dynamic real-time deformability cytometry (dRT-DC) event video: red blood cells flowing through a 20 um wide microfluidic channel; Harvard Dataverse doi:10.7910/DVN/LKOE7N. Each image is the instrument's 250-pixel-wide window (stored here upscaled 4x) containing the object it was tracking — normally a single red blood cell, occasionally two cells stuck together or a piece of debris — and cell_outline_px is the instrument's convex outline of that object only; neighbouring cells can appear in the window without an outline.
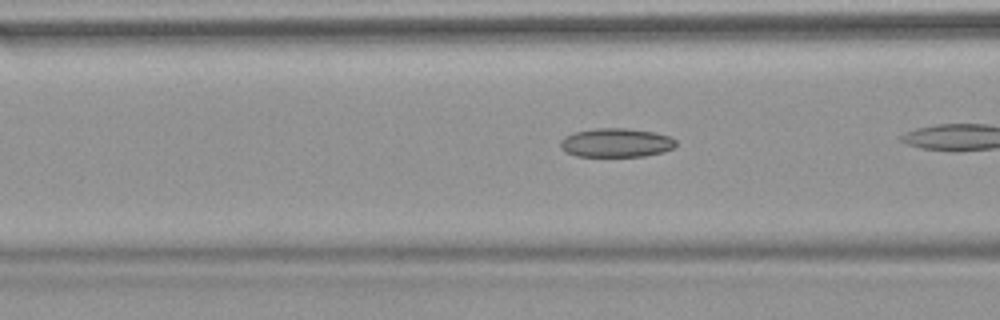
{"species": "common noctule bat (a hibernating species)", "species_latin": "Nyctalus noctula", "temperature_condition": "warm", "stored_images_in_passage": 38, "camera_frame_rate_fps": 3000, "um_per_image_px": 0.085, "animal": {"sex": "female", "body_mass_g": 18.4}, "frame": {"image": 1, "passage_image": 17, "time_ms": 5.333, "image_size_px": [1000, 320], "cell_outline_px": [[676, 144], [672, 148], [664, 152], [644, 156], [576, 156], [560, 148], [560, 140], [564, 136], [576, 132], [596, 128], [628, 128], [656, 132], [672, 136], [676, 140]], "centroid_in_image_um": [52.4, 12.12], "position_along_channel_um": 114.2, "area_um2": 19.59}}